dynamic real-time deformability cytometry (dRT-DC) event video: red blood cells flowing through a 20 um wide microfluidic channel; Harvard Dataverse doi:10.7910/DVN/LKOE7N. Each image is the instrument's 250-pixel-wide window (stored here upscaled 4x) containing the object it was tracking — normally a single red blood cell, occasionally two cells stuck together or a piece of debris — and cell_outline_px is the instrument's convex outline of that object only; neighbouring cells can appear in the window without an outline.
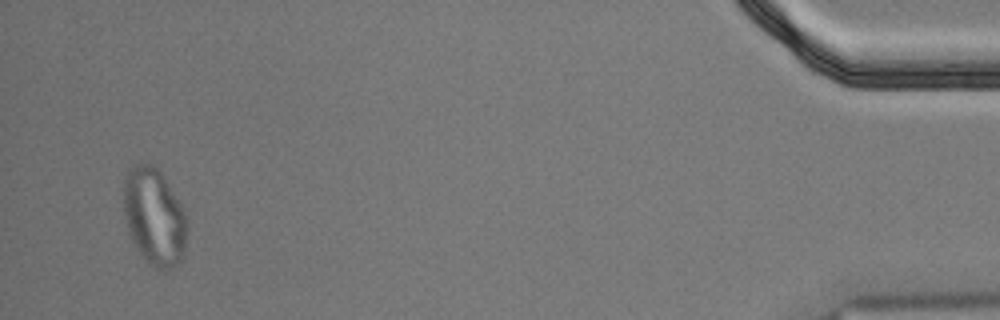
{"species": "Egyptian fruit bat (a non-hibernating species)", "species_latin": "Rousettus aegyptiacus", "temperature_condition": "cold", "stored_images_in_passage": 41, "segment_of_instrument_passage": [2, 2], "camera_frame_rate_fps": 3000, "um_per_image_px": 0.085, "animal": {"sex": "male"}, "frame": {"image": 1, "passage_image": 39, "time_ms": 12.667, "image_size_px": [1000, 320], "cell_outline_px": [[188, 232], [184, 256], [172, 268], [164, 272], [156, 268], [140, 252], [132, 240], [124, 216], [124, 180], [128, 172], [136, 164], [152, 164], [164, 176], [184, 208], [188, 220]], "centroid_in_image_um": [13.17, 18.43], "position_along_channel_um": 422.0, "area_um2": 36.01}}